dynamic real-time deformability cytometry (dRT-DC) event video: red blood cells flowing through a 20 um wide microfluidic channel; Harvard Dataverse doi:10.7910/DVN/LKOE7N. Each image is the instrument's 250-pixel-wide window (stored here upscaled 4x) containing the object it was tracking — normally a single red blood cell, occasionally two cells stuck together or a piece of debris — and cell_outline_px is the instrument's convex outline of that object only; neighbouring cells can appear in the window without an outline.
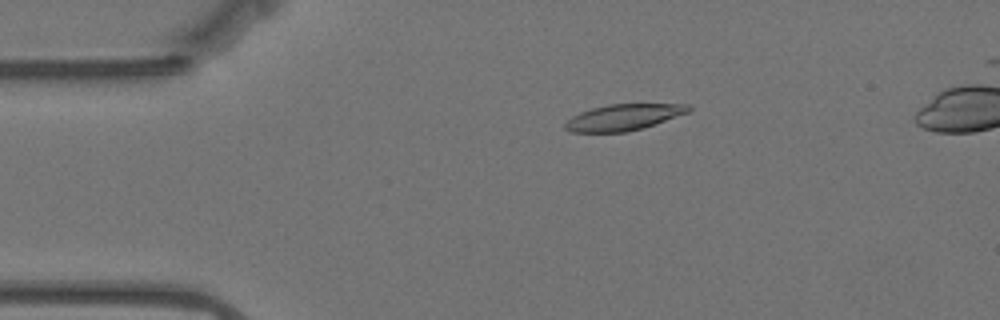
{"species": "Egyptian fruit bat (a non-hibernating species)", "species_latin": "Rousettus aegyptiacus", "temperature_condition": "warm", "stored_images_in_passage": 56, "camera_frame_rate_fps": 3000, "um_per_image_px": 0.085, "animal": {"sex": "female"}, "frame": {"image": 1, "passage_image": 11, "time_ms": 3.333, "image_size_px": [1000, 320], "cell_outline_px": [[692, 108], [688, 112], [628, 132], [572, 132], [564, 128], [564, 124], [572, 116], [580, 112], [592, 108], [608, 104], [688, 104]], "centroid_in_image_um": [52.95, 9.96], "position_along_channel_um": 32.1, "area_um2": 18.5}}
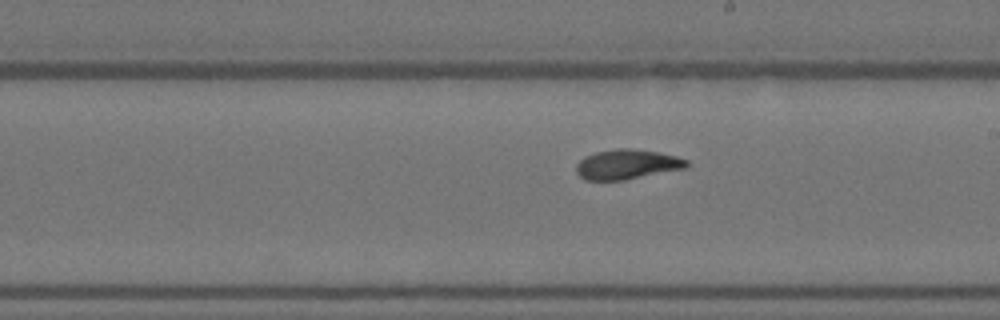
{"frame": {"image": 2, "passage_image": 32, "time_ms": 10.333, "image_size_px": [1000, 320], "cell_outline_px": [[688, 164], [684, 168], [624, 180], [584, 180], [576, 172], [576, 164], [584, 156], [596, 152], [616, 148], [632, 148], [660, 152], [676, 156], [688, 160]], "centroid_in_image_um": [53.27, 13.96], "position_along_channel_um": 235.7, "area_um2": 19.19}}
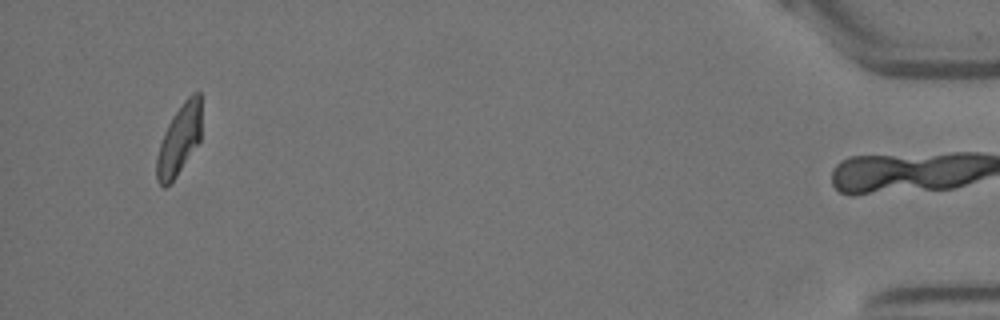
{"frame": {"image": 3, "passage_image": 55, "time_ms": 18.0, "image_size_px": [1000, 320], "cell_outline_px": [[200, 140], [176, 176], [164, 188], [156, 180], [156, 156], [164, 132], [172, 116], [184, 100], [192, 92], [200, 92]], "centroid_in_image_um": [15.21, 11.87], "position_along_channel_um": 420.0, "area_um2": 18.09}, "authors_computed_cell_mechanics": {"area_um2": 19.5653, "velocity_mm_per_s": 3.4801, "shape_relaxation_time_tau1_ms": 8.7731, "shape_relaxation_time_tau2_ms": 1.5144, "deformation_change_tau1": 0.2543, "deformation_change_tau2": 0.0834}}